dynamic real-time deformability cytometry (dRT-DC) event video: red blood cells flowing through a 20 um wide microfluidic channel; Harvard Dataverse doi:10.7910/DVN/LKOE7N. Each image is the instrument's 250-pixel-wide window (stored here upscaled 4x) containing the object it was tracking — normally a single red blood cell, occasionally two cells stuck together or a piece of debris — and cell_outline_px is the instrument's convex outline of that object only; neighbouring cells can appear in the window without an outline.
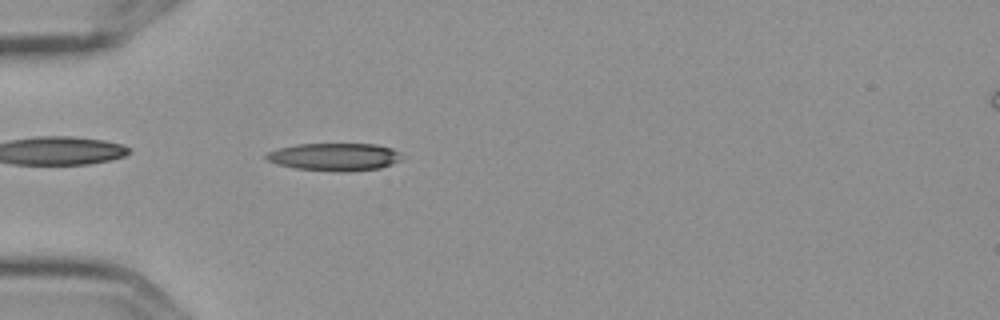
{"species": "Egyptian fruit bat (a non-hibernating species)", "species_latin": "Rousettus aegyptiacus", "temperature_condition": "cold", "stored_images_in_passage": 1, "camera_frame_rate_fps": 3000, "um_per_image_px": 0.085, "frame": {"image": 1, "passage_image": 1, "time_ms": 0.0, "image_size_px": [1000, 320], "cell_outline_px": [[400, 160], [392, 164], [380, 168], [344, 172], [336, 172], [296, 168], [276, 164], [268, 160], [264, 156], [268, 152], [280, 148], [296, 144], [376, 144], [392, 148], [400, 152]], "centroid_in_image_um": [28.44, 13.34], "position_along_channel_um": 56.6, "area_um2": 21.85}}